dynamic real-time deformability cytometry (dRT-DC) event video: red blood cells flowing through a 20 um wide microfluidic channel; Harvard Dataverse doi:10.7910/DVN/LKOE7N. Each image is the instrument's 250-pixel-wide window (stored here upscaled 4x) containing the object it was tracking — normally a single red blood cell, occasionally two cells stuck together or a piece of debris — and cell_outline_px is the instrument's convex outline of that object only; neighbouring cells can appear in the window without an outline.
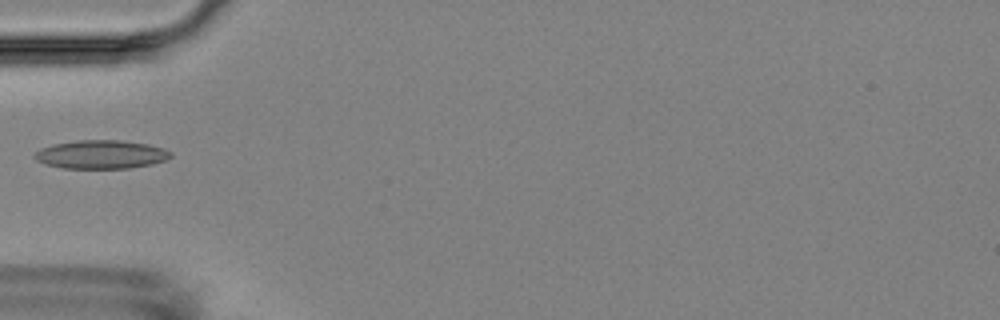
{"species": "Egyptian fruit bat (a non-hibernating species)", "species_latin": "Rousettus aegyptiacus", "temperature_condition": "room temperature", "stored_images_in_passage": 6, "camera_frame_rate_fps": 3000, "um_per_image_px": 0.085, "animal": {"sex": "female"}, "frame": {"image": 1, "passage_image": 5, "time_ms": 5.667, "image_size_px": [1000, 320], "cell_outline_px": [[172, 156], [164, 160], [152, 164], [128, 168], [64, 168], [44, 164], [36, 160], [32, 156], [40, 148], [52, 144], [76, 140], [120, 140], [148, 144], [164, 148], [172, 152]], "centroid_in_image_um": [8.57, 13.12], "position_along_channel_um": 76.4, "area_um2": 22.72}}